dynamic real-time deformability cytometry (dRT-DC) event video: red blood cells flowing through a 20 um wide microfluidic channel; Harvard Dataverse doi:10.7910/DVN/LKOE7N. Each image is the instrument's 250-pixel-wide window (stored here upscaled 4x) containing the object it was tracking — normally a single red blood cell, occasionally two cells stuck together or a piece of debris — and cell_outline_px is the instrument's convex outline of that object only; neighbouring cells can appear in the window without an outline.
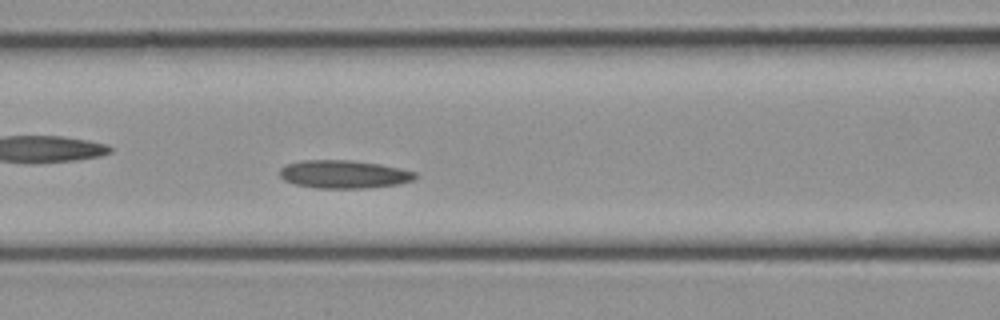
{"species": "common noctule bat (a hibernating species)", "species_latin": "Nyctalus noctula", "temperature_condition": "cold", "stored_images_in_passage": 12, "camera_frame_rate_fps": 3000, "um_per_image_px": 0.085, "animal": {"sex": "female", "body_mass_g": 21.9}, "frame": {"image": 1, "passage_image": 7, "time_ms": 2.0, "image_size_px": [1000, 320], "cell_outline_px": [[416, 176], [412, 180], [400, 184], [368, 188], [316, 188], [296, 184], [284, 180], [280, 176], [280, 168], [284, 164], [300, 160], [352, 160], [380, 164], [400, 168], [416, 172]], "centroid_in_image_um": [29.21, 14.8], "position_along_channel_um": 137.4, "area_um2": 22.31}}
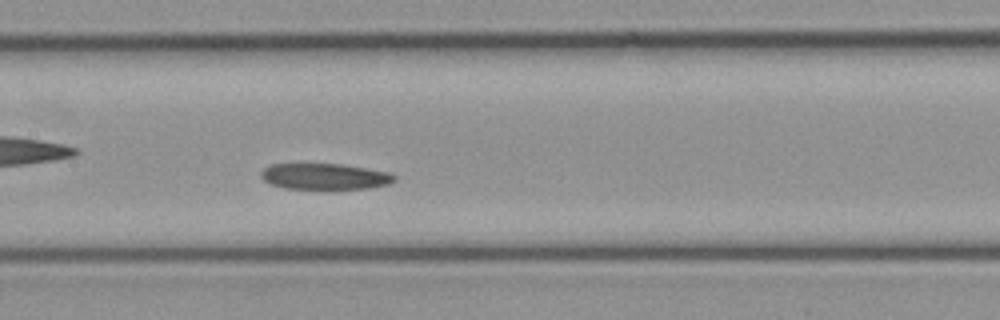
{"frame": {"image": 2, "passage_image": 9, "time_ms": 2.667, "image_size_px": [1000, 320], "cell_outline_px": [[396, 180], [388, 184], [368, 188], [284, 188], [272, 184], [264, 180], [260, 176], [260, 172], [264, 168], [272, 164], [340, 164], [392, 172], [396, 176]], "centroid_in_image_um": [27.63, 14.98], "position_along_channel_um": 179.8, "area_um2": 20.06}}